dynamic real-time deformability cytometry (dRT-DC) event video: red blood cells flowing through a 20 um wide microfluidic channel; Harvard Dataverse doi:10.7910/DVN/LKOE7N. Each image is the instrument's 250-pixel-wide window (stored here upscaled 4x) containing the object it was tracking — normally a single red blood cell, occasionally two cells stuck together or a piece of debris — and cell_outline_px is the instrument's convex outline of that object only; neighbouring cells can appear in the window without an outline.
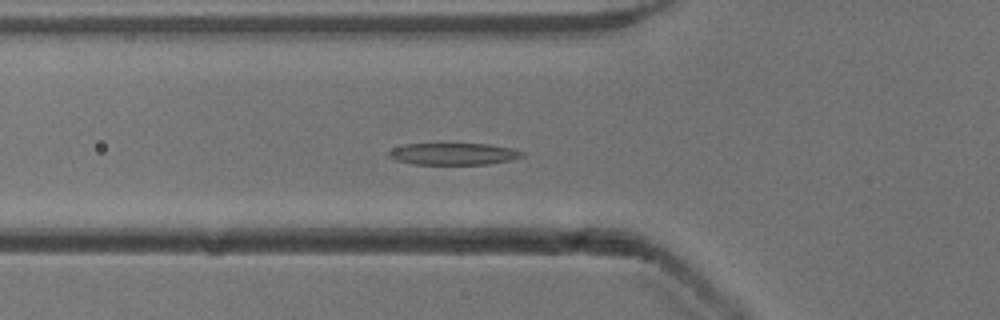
{"species": "common noctule bat (a hibernating species)", "species_latin": "Nyctalus noctula", "temperature_condition": "cold", "stored_images_in_passage": 52, "camera_frame_rate_fps": 3000, "um_per_image_px": 0.085, "animal": {"sex": "male", "body_mass_g": 13.3}, "frame": {"image": 1, "passage_image": 18, "time_ms": 5.667, "image_size_px": [1000, 320], "cell_outline_px": [[524, 156], [512, 160], [488, 164], [412, 164], [396, 160], [388, 156], [388, 152], [392, 148], [404, 144], [444, 140], [488, 144], [512, 148], [524, 152]], "centroid_in_image_um": [38.51, 13.02], "position_along_channel_um": 87.3, "area_um2": 18.21}}
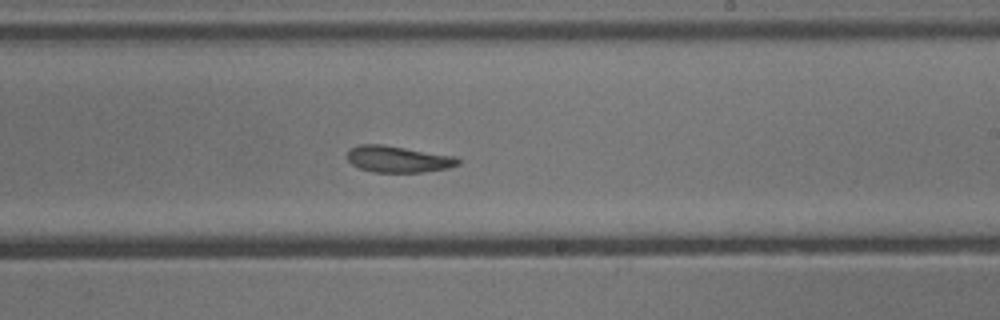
{"frame": {"image": 2, "passage_image": 31, "time_ms": 10.0, "image_size_px": [1000, 320], "cell_outline_px": [[460, 164], [448, 168], [424, 172], [372, 172], [360, 168], [352, 164], [348, 160], [348, 152], [352, 148], [360, 144], [380, 144], [456, 156], [460, 160]], "centroid_in_image_um": [33.87, 13.53], "position_along_channel_um": 255.1, "area_um2": 16.99}}
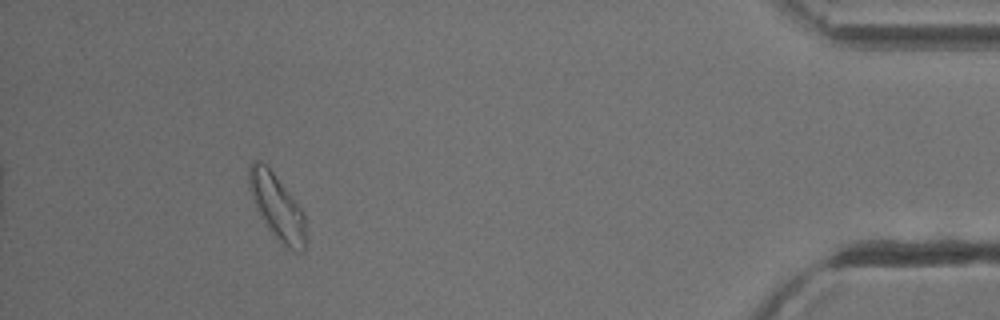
{"frame": {"image": 3, "passage_image": 48, "time_ms": 15.667, "image_size_px": [1000, 320], "cell_outline_px": [[308, 240], [304, 252], [296, 252], [284, 248], [264, 224], [256, 208], [252, 196], [248, 180], [248, 164], [252, 160], [260, 160], [268, 164], [300, 208], [304, 216]], "centroid_in_image_um": [23.56, 17.62], "position_along_channel_um": 411.6, "area_um2": 22.2}, "authors_computed_cell_mechanics": {"area_um2": 18.2937, "velocity_mm_per_s": 3.869, "shape_relaxation_time_tau1_ms": 3.6349, "shape_relaxation_time_tau2_ms": 3.7625, "deformation_change_tau1": 0.1602, "deformation_change_tau2": 0.122}}